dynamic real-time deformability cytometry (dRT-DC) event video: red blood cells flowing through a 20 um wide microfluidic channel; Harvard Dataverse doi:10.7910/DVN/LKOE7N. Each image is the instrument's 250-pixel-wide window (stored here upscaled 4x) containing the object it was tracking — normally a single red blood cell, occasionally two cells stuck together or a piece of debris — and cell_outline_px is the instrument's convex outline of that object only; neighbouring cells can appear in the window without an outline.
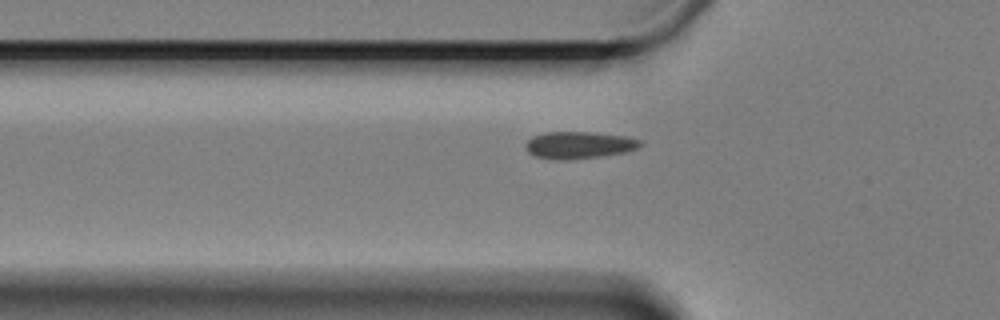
{"species": "Egyptian fruit bat (a non-hibernating species)", "species_latin": "Rousettus aegyptiacus", "temperature_condition": "cold", "stored_images_in_passage": 43, "camera_frame_rate_fps": 3000, "um_per_image_px": 0.085, "animal": {"sex": "female"}, "frame": {"image": 1, "passage_image": 2, "time_ms": 0.333, "image_size_px": [1000, 320], "cell_outline_px": [[644, 144], [628, 152], [604, 156], [568, 160], [556, 160], [536, 156], [528, 152], [524, 148], [524, 144], [532, 136], [544, 132], [592, 132], [628, 136], [640, 140]], "centroid_in_image_um": [49.22, 12.33], "position_along_channel_um": 76.6, "area_um2": 18.44}}
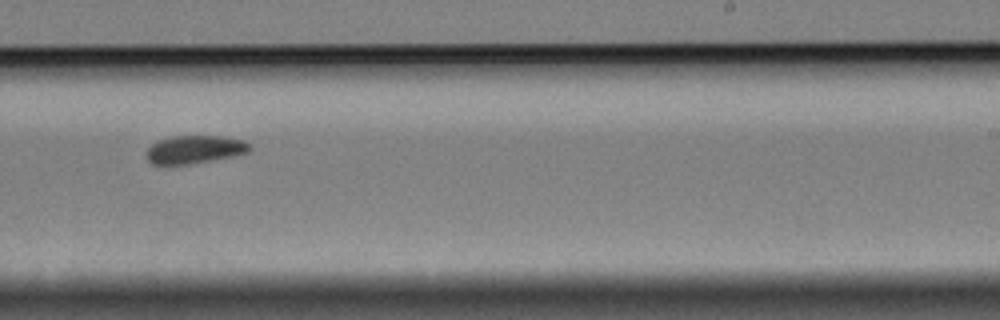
{"frame": {"image": 2, "passage_image": 20, "time_ms": 6.333, "image_size_px": [1000, 320], "cell_outline_px": [[252, 148], [248, 152], [232, 156], [212, 160], [188, 164], [152, 164], [148, 160], [148, 148], [156, 140], [168, 136], [224, 136], [244, 140], [252, 144]], "centroid_in_image_um": [16.58, 12.68], "position_along_channel_um": 272.4, "area_um2": 16.94}}
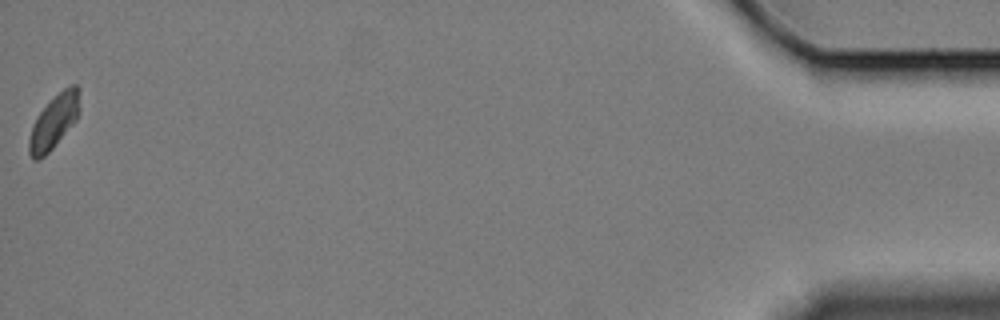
{"frame": {"image": 3, "passage_image": 43, "time_ms": 14.0, "image_size_px": [1000, 320], "cell_outline_px": [[80, 112], [76, 120], [52, 148], [40, 160], [32, 160], [28, 152], [28, 140], [32, 124], [36, 116], [64, 88], [72, 84], [76, 84], [80, 88]], "centroid_in_image_um": [4.59, 10.35], "position_along_channel_um": 430.6, "area_um2": 15.9}}